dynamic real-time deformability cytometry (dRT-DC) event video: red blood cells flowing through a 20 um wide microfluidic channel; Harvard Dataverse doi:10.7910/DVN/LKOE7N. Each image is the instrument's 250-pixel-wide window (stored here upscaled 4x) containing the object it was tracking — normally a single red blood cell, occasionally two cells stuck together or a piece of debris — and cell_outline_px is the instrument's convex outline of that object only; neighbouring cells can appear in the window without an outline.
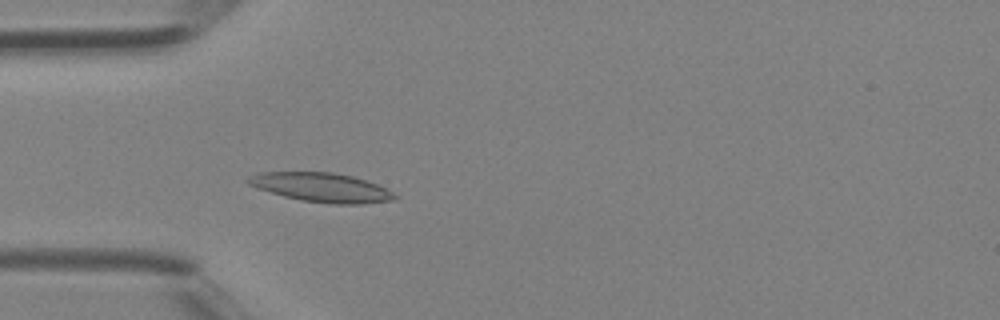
{"species": "Egyptian fruit bat (a non-hibernating species)", "species_latin": "Rousettus aegyptiacus", "temperature_condition": "room temperature", "stored_images_in_passage": 13, "camera_frame_rate_fps": 3000, "um_per_image_px": 0.085, "animal": {"sex": "female"}, "frame": {"image": 1, "passage_image": 5, "time_ms": 1.333, "image_size_px": [1000, 320], "cell_outline_px": [[400, 196], [396, 200], [364, 204], [332, 204], [300, 200], [284, 196], [248, 184], [244, 180], [248, 176], [260, 172], [332, 172], [352, 176], [376, 184]], "centroid_in_image_um": [27.35, 15.94], "position_along_channel_um": 57.7, "area_um2": 24.85}}
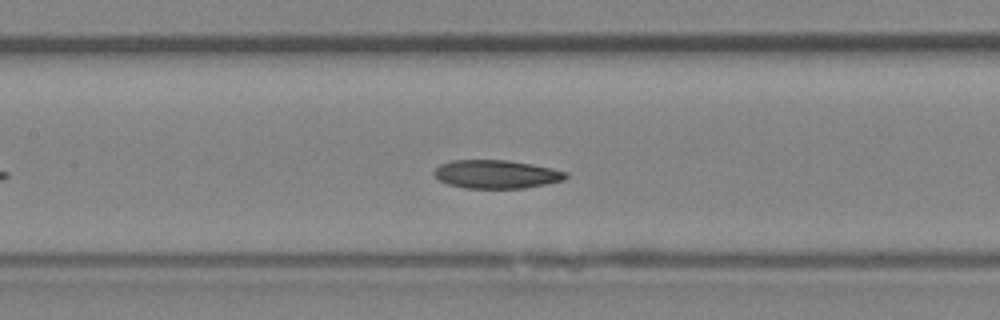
{"frame": {"image": 2, "passage_image": 12, "time_ms": 3.667, "image_size_px": [1000, 320], "cell_outline_px": [[568, 176], [564, 180], [524, 188], [464, 188], [448, 184], [440, 180], [432, 172], [440, 164], [452, 160], [508, 160], [532, 164], [552, 168], [568, 172]], "centroid_in_image_um": [42.19, 14.8], "position_along_channel_um": 165.2, "area_um2": 21.79}}